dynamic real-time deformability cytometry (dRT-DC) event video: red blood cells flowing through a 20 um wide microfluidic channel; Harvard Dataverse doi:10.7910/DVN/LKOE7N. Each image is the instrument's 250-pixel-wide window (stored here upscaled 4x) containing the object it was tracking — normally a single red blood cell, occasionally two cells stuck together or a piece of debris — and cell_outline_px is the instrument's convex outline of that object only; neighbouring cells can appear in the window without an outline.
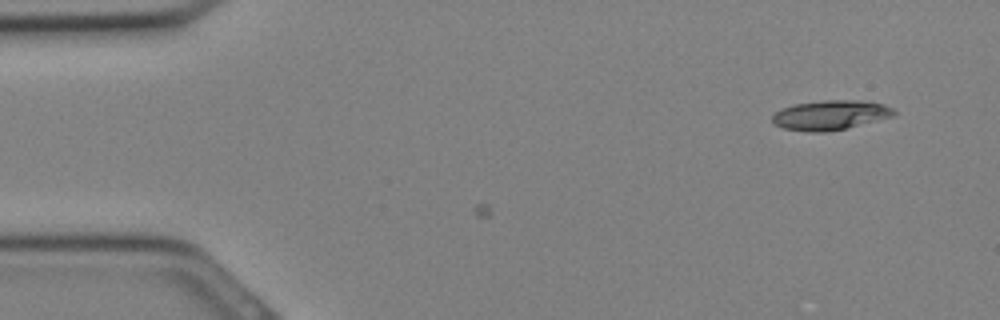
{"species": "Egyptian fruit bat (a non-hibernating species)", "species_latin": "Rousettus aegyptiacus", "temperature_condition": "cold", "stored_images_in_passage": 6, "camera_frame_rate_fps": 3000, "um_per_image_px": 0.085, "animal": {"sex": "female"}, "frame": {"image": 1, "passage_image": 6, "time_ms": 1.667, "image_size_px": [1000, 320], "cell_outline_px": [[896, 112], [892, 116], [844, 128], [824, 132], [808, 132], [784, 128], [776, 124], [772, 120], [772, 116], [776, 112], [784, 108], [796, 104], [824, 100], [860, 100], [884, 104], [892, 108]], "centroid_in_image_um": [70.57, 9.77], "position_along_channel_um": 14.4, "area_um2": 20.52}}